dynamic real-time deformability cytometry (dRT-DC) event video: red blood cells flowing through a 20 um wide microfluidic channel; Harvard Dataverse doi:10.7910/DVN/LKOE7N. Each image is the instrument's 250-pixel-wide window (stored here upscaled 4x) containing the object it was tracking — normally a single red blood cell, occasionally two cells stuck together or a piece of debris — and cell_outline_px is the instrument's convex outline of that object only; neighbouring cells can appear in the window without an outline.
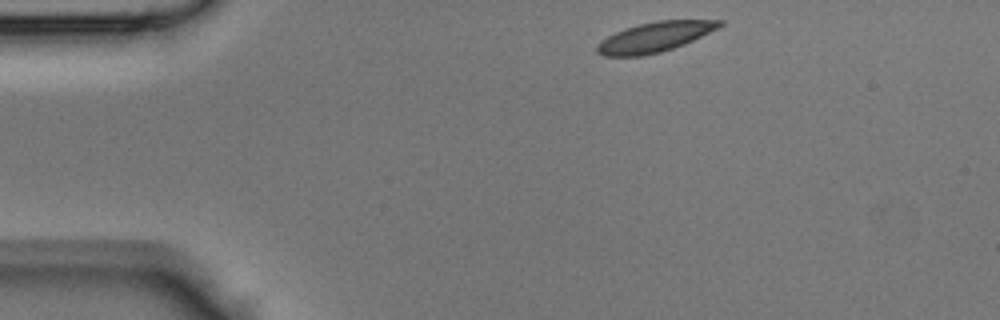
{"species": "Egyptian fruit bat (a non-hibernating species)", "species_latin": "Rousettus aegyptiacus", "temperature_condition": "room temperature", "stored_images_in_passage": 38, "camera_frame_rate_fps": 3000, "um_per_image_px": 0.085, "animal": {"sex": "male"}, "frame": {"image": 1, "passage_image": 1, "time_ms": 0.0, "image_size_px": [1000, 320], "cell_outline_px": [[724, 24], [684, 44], [660, 52], [644, 56], [604, 56], [596, 52], [596, 44], [600, 40], [616, 32], [640, 24], [656, 20], [724, 20]], "centroid_in_image_um": [55.61, 3.15], "position_along_channel_um": 29.4, "area_um2": 21.1}}
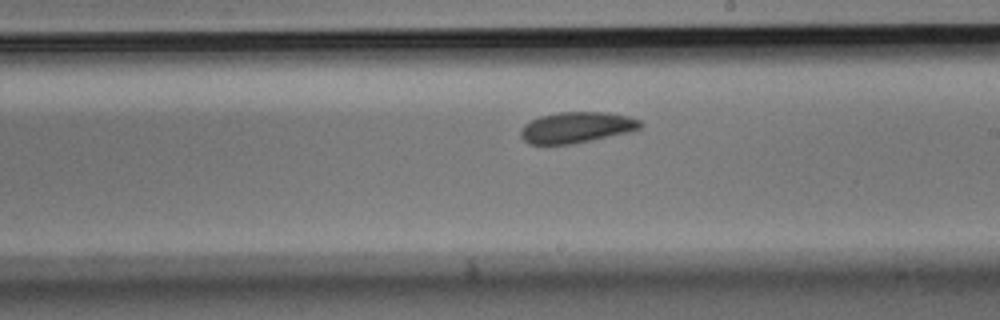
{"frame": {"image": 2, "passage_image": 19, "time_ms": 6.0, "image_size_px": [1000, 320], "cell_outline_px": [[644, 124], [640, 128], [628, 132], [592, 140], [572, 144], [528, 144], [520, 136], [520, 128], [524, 124], [540, 116], [560, 112], [608, 112], [628, 116], [640, 120]], "centroid_in_image_um": [49.0, 10.83], "position_along_channel_um": 240.0, "area_um2": 21.62}}
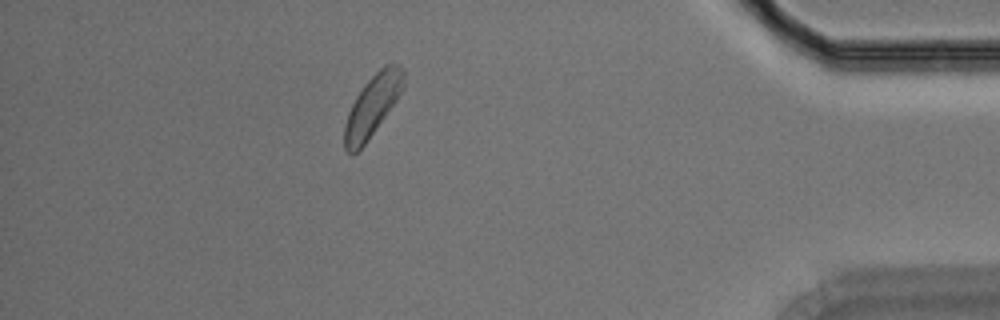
{"frame": {"image": 3, "passage_image": 33, "time_ms": 10.667, "image_size_px": [1000, 320], "cell_outline_px": [[404, 88], [396, 100], [364, 144], [356, 152], [348, 152], [344, 148], [344, 124], [348, 112], [356, 96], [364, 84], [384, 64], [392, 60], [400, 64], [404, 68]], "centroid_in_image_um": [31.68, 8.89], "position_along_channel_um": 403.5, "area_um2": 20.92}}